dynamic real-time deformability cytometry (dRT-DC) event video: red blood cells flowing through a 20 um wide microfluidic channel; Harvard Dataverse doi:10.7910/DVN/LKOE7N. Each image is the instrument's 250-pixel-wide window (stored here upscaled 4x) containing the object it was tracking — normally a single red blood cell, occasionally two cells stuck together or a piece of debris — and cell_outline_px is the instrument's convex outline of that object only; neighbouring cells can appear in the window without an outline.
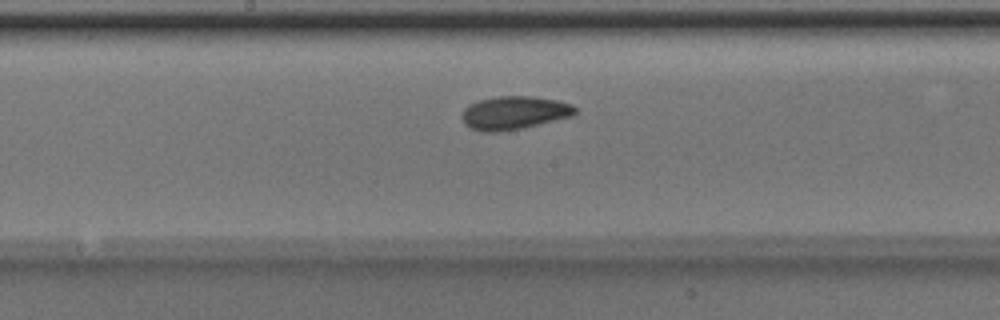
{"species": "Egyptian fruit bat (a non-hibernating species)", "species_latin": "Rousettus aegyptiacus", "temperature_condition": "room temperature", "stored_images_in_passage": 44, "camera_frame_rate_fps": 3000, "um_per_image_px": 0.085, "animal": {"sex": "male"}, "frame": {"image": 1, "passage_image": 20, "time_ms": 6.333, "image_size_px": [1000, 320], "cell_outline_px": [[576, 112], [572, 116], [520, 128], [500, 132], [484, 132], [468, 128], [464, 124], [460, 116], [464, 108], [468, 104], [480, 100], [496, 96], [532, 96], [556, 100], [572, 104], [576, 108]], "centroid_in_image_um": [43.64, 9.59], "position_along_channel_um": 204.6, "area_um2": 22.02}}
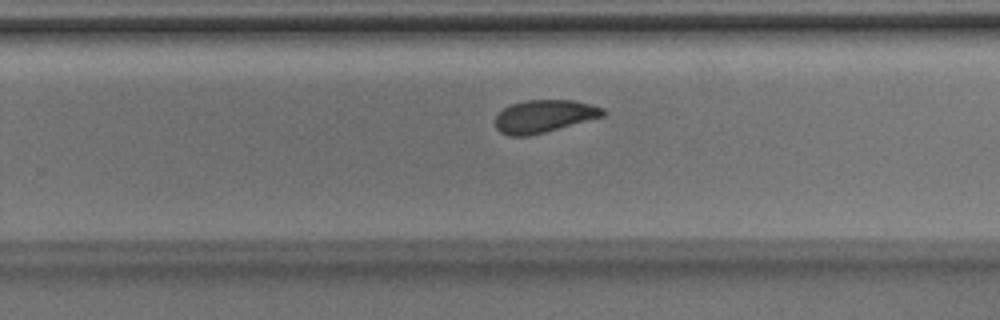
{"frame": {"image": 2, "passage_image": 26, "time_ms": 8.333, "image_size_px": [1000, 320], "cell_outline_px": [[608, 112], [604, 116], [544, 132], [528, 136], [508, 136], [500, 132], [496, 128], [496, 116], [504, 108], [512, 104], [524, 100], [572, 100], [592, 104], [604, 108]], "centroid_in_image_um": [46.27, 9.87], "position_along_channel_um": 283.5, "area_um2": 20.46}}
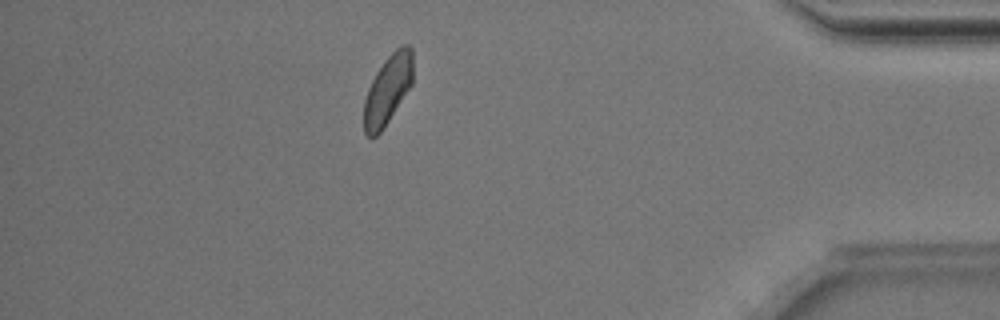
{"frame": {"image": 3, "passage_image": 38, "time_ms": 12.333, "image_size_px": [1000, 320], "cell_outline_px": [[412, 84], [380, 132], [376, 136], [368, 136], [364, 132], [364, 100], [368, 88], [376, 72], [384, 60], [400, 44], [408, 44], [412, 48]], "centroid_in_image_um": [32.96, 7.57], "position_along_channel_um": 402.2, "area_um2": 19.54}, "authors_computed_cell_mechanics": {"area_um2": 20.9236, "velocity_mm_per_s": 3.9834, "shape_relaxation_time_tau1_ms": 2.2904, "shape_relaxation_time_tau2_ms": 3.6422, "deformation_change_tau1": 0.0828, "deformation_change_tau2": 0.0763}}